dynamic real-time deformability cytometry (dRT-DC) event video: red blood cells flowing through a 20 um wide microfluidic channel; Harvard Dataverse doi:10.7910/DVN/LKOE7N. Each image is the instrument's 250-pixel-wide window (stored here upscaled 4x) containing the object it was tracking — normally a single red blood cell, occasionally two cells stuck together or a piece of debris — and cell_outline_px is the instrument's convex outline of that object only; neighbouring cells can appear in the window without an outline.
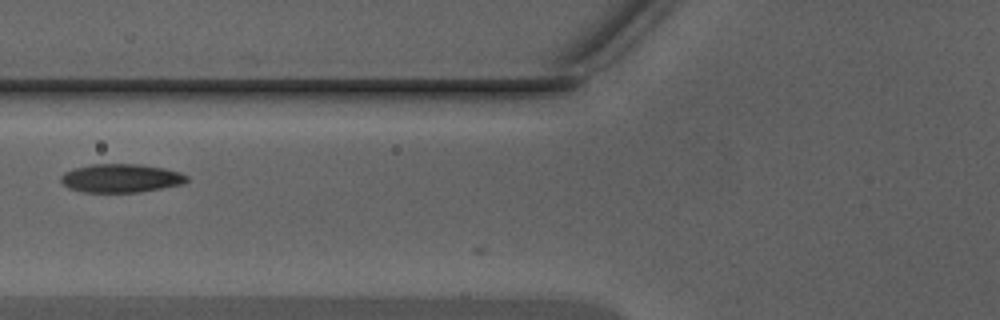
{"species": "Egyptian fruit bat (a non-hibernating species)", "species_latin": "Rousettus aegyptiacus", "temperature_condition": "warm", "stored_images_in_passage": 6, "camera_frame_rate_fps": 3000, "um_per_image_px": 0.085, "animal": {"sex": "male"}, "frame": {"image": 1, "passage_image": 2, "time_ms": 0.333, "image_size_px": [1000, 320], "cell_outline_px": [[188, 180], [184, 184], [140, 192], [84, 192], [68, 188], [60, 180], [60, 176], [64, 172], [76, 168], [92, 164], [140, 164], [164, 168], [180, 172], [188, 176]], "centroid_in_image_um": [10.3, 15.15], "position_along_channel_um": 115.5, "area_um2": 20.98}}
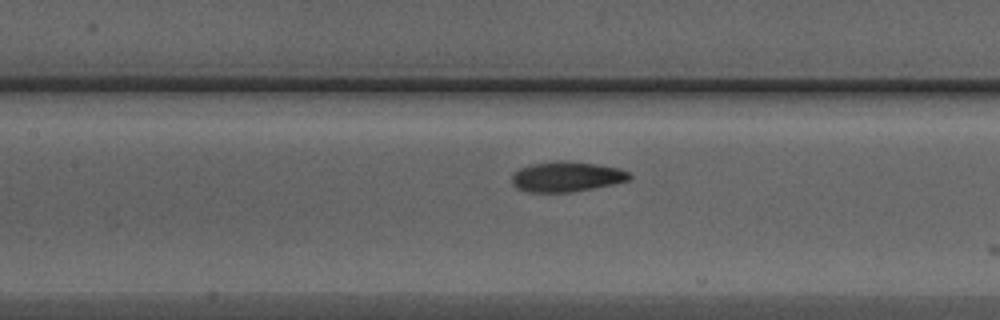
{"frame": {"image": 2, "passage_image": 5, "time_ms": 1.333, "image_size_px": [1000, 320], "cell_outline_px": [[632, 176], [628, 180], [612, 184], [572, 192], [524, 192], [516, 188], [512, 184], [512, 176], [520, 168], [532, 164], [556, 160], [560, 160], [596, 164], [620, 168], [628, 172]], "centroid_in_image_um": [48.13, 15.02], "position_along_channel_um": 159.3, "area_um2": 20.63}}